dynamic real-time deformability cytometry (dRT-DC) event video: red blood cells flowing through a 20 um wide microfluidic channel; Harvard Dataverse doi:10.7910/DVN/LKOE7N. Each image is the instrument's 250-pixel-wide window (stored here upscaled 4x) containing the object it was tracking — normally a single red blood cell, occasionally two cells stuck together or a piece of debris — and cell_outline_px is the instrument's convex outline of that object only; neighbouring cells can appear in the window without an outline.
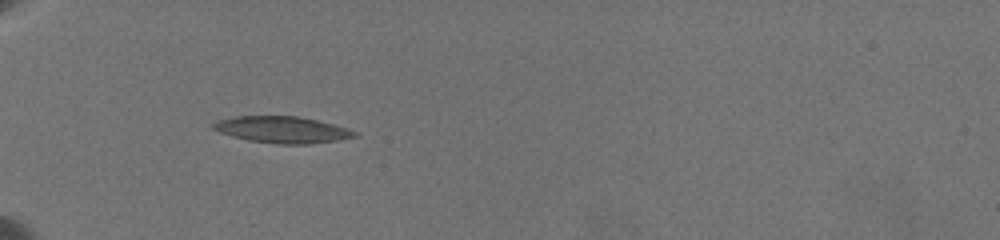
{"species": "common noctule bat (a hibernating species)", "species_latin": "Nyctalus noctula", "temperature_condition": "warm", "stored_images_in_passage": 46, "camera_frame_rate_fps": 3000, "um_per_image_px": 0.085, "animal": {"sex": "female", "body_mass_g": 19.5, "forearm_length_mm": 54.1}, "frame": {"image": 1, "passage_image": 1, "time_ms": 0.0, "image_size_px": [1000, 240], "cell_outline_px": [[356, 136], [336, 140], [308, 144], [280, 144], [248, 140], [232, 136], [208, 128], [212, 124], [220, 120], [236, 116], [296, 116], [316, 120], [332, 124], [356, 132]], "centroid_in_image_um": [23.91, 11.02], "position_along_channel_um": 61.1, "area_um2": 21.5}}
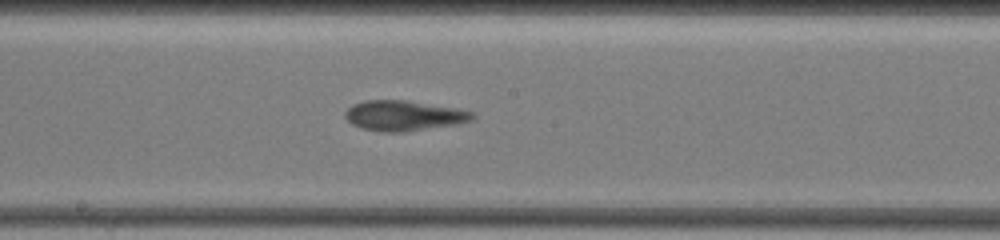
{"frame": {"image": 2, "passage_image": 23, "time_ms": 5.0, "image_size_px": [1000, 240], "cell_outline_px": [[476, 116], [472, 120], [456, 124], [404, 132], [380, 132], [360, 128], [352, 124], [344, 116], [344, 112], [352, 104], [364, 100], [404, 100], [452, 108], [472, 112]], "centroid_in_image_um": [34.25, 9.84], "position_along_channel_um": 214.0, "area_um2": 22.25}}
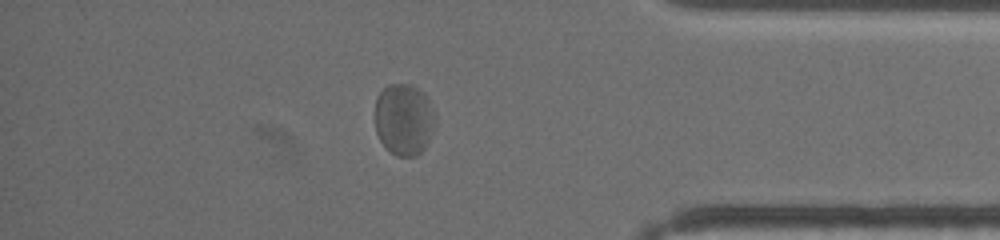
{"frame": {"image": 3, "passage_image": 41, "time_ms": 11.0, "image_size_px": [1000, 240], "cell_outline_px": [[436, 120], [432, 132], [424, 148], [416, 156], [396, 156], [380, 140], [376, 132], [376, 96], [388, 84], [412, 84], [424, 92], [428, 96]], "centroid_in_image_um": [34.35, 10.11], "position_along_channel_um": 400.9, "area_um2": 25.14}, "authors_computed_cell_mechanics": {"area_um2": 21.964, "velocity_mm_per_s": 3.3936, "shape_relaxation_time_tau1_ms": 10.8344, "shape_relaxation_time_tau2_ms": null, "deformation_change_tau1": 0.1835, "deformation_change_tau2": null}}